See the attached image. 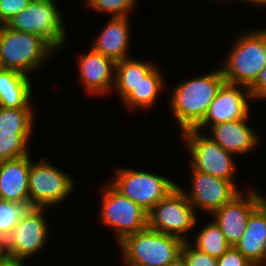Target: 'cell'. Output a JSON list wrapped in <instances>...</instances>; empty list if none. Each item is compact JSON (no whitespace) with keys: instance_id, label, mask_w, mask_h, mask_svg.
I'll return each instance as SVG.
<instances>
[{"instance_id":"obj_20","label":"cell","mask_w":266,"mask_h":266,"mask_svg":"<svg viewBox=\"0 0 266 266\" xmlns=\"http://www.w3.org/2000/svg\"><path fill=\"white\" fill-rule=\"evenodd\" d=\"M30 77L10 69L0 70V106L4 108H33Z\"/></svg>"},{"instance_id":"obj_15","label":"cell","mask_w":266,"mask_h":266,"mask_svg":"<svg viewBox=\"0 0 266 266\" xmlns=\"http://www.w3.org/2000/svg\"><path fill=\"white\" fill-rule=\"evenodd\" d=\"M88 53L78 56V72L84 92L106 95L113 92L116 62L90 48Z\"/></svg>"},{"instance_id":"obj_36","label":"cell","mask_w":266,"mask_h":266,"mask_svg":"<svg viewBox=\"0 0 266 266\" xmlns=\"http://www.w3.org/2000/svg\"><path fill=\"white\" fill-rule=\"evenodd\" d=\"M260 206L266 211V197L260 194Z\"/></svg>"},{"instance_id":"obj_16","label":"cell","mask_w":266,"mask_h":266,"mask_svg":"<svg viewBox=\"0 0 266 266\" xmlns=\"http://www.w3.org/2000/svg\"><path fill=\"white\" fill-rule=\"evenodd\" d=\"M247 120L249 119H238L210 126L209 137L225 151L236 156L246 155L254 151L260 143L258 134L246 123Z\"/></svg>"},{"instance_id":"obj_2","label":"cell","mask_w":266,"mask_h":266,"mask_svg":"<svg viewBox=\"0 0 266 266\" xmlns=\"http://www.w3.org/2000/svg\"><path fill=\"white\" fill-rule=\"evenodd\" d=\"M237 37L220 68L226 82L250 88L266 65V28Z\"/></svg>"},{"instance_id":"obj_21","label":"cell","mask_w":266,"mask_h":266,"mask_svg":"<svg viewBox=\"0 0 266 266\" xmlns=\"http://www.w3.org/2000/svg\"><path fill=\"white\" fill-rule=\"evenodd\" d=\"M155 66L151 61L134 60L132 57L116 62L113 91L123 101Z\"/></svg>"},{"instance_id":"obj_37","label":"cell","mask_w":266,"mask_h":266,"mask_svg":"<svg viewBox=\"0 0 266 266\" xmlns=\"http://www.w3.org/2000/svg\"><path fill=\"white\" fill-rule=\"evenodd\" d=\"M3 69V67H2V64H1V61H0V70H2Z\"/></svg>"},{"instance_id":"obj_4","label":"cell","mask_w":266,"mask_h":266,"mask_svg":"<svg viewBox=\"0 0 266 266\" xmlns=\"http://www.w3.org/2000/svg\"><path fill=\"white\" fill-rule=\"evenodd\" d=\"M53 51L56 50L38 35L0 25V61L3 69L28 76L40 69Z\"/></svg>"},{"instance_id":"obj_11","label":"cell","mask_w":266,"mask_h":266,"mask_svg":"<svg viewBox=\"0 0 266 266\" xmlns=\"http://www.w3.org/2000/svg\"><path fill=\"white\" fill-rule=\"evenodd\" d=\"M47 208L32 207L25 217L4 239V249L8 256L28 259L45 247L49 237L46 222Z\"/></svg>"},{"instance_id":"obj_24","label":"cell","mask_w":266,"mask_h":266,"mask_svg":"<svg viewBox=\"0 0 266 266\" xmlns=\"http://www.w3.org/2000/svg\"><path fill=\"white\" fill-rule=\"evenodd\" d=\"M32 108H4L0 106V130L7 132H33Z\"/></svg>"},{"instance_id":"obj_30","label":"cell","mask_w":266,"mask_h":266,"mask_svg":"<svg viewBox=\"0 0 266 266\" xmlns=\"http://www.w3.org/2000/svg\"><path fill=\"white\" fill-rule=\"evenodd\" d=\"M217 266H255L240 251L231 246L221 257L217 258Z\"/></svg>"},{"instance_id":"obj_27","label":"cell","mask_w":266,"mask_h":266,"mask_svg":"<svg viewBox=\"0 0 266 266\" xmlns=\"http://www.w3.org/2000/svg\"><path fill=\"white\" fill-rule=\"evenodd\" d=\"M85 5L100 13H109L110 17H130L139 0H85Z\"/></svg>"},{"instance_id":"obj_18","label":"cell","mask_w":266,"mask_h":266,"mask_svg":"<svg viewBox=\"0 0 266 266\" xmlns=\"http://www.w3.org/2000/svg\"><path fill=\"white\" fill-rule=\"evenodd\" d=\"M31 155L0 161V199L29 201Z\"/></svg>"},{"instance_id":"obj_13","label":"cell","mask_w":266,"mask_h":266,"mask_svg":"<svg viewBox=\"0 0 266 266\" xmlns=\"http://www.w3.org/2000/svg\"><path fill=\"white\" fill-rule=\"evenodd\" d=\"M254 100L248 87L224 82L210 103L202 121L194 128L200 131L222 122L249 118Z\"/></svg>"},{"instance_id":"obj_3","label":"cell","mask_w":266,"mask_h":266,"mask_svg":"<svg viewBox=\"0 0 266 266\" xmlns=\"http://www.w3.org/2000/svg\"><path fill=\"white\" fill-rule=\"evenodd\" d=\"M184 241L146 228L118 243L125 266H167L181 254Z\"/></svg>"},{"instance_id":"obj_34","label":"cell","mask_w":266,"mask_h":266,"mask_svg":"<svg viewBox=\"0 0 266 266\" xmlns=\"http://www.w3.org/2000/svg\"><path fill=\"white\" fill-rule=\"evenodd\" d=\"M167 266H187V262L182 254L177 256L172 262Z\"/></svg>"},{"instance_id":"obj_17","label":"cell","mask_w":266,"mask_h":266,"mask_svg":"<svg viewBox=\"0 0 266 266\" xmlns=\"http://www.w3.org/2000/svg\"><path fill=\"white\" fill-rule=\"evenodd\" d=\"M98 34L91 48L115 62L129 58L130 21L129 17H110Z\"/></svg>"},{"instance_id":"obj_14","label":"cell","mask_w":266,"mask_h":266,"mask_svg":"<svg viewBox=\"0 0 266 266\" xmlns=\"http://www.w3.org/2000/svg\"><path fill=\"white\" fill-rule=\"evenodd\" d=\"M248 190L246 194L241 191L211 215L225 235L227 243L233 247L243 236L249 216L260 206V193L254 188Z\"/></svg>"},{"instance_id":"obj_26","label":"cell","mask_w":266,"mask_h":266,"mask_svg":"<svg viewBox=\"0 0 266 266\" xmlns=\"http://www.w3.org/2000/svg\"><path fill=\"white\" fill-rule=\"evenodd\" d=\"M29 201L0 199V237L4 240L25 215L31 210Z\"/></svg>"},{"instance_id":"obj_9","label":"cell","mask_w":266,"mask_h":266,"mask_svg":"<svg viewBox=\"0 0 266 266\" xmlns=\"http://www.w3.org/2000/svg\"><path fill=\"white\" fill-rule=\"evenodd\" d=\"M74 187V179L45 157L37 163L31 162L29 169V202L32 207H57L72 194Z\"/></svg>"},{"instance_id":"obj_33","label":"cell","mask_w":266,"mask_h":266,"mask_svg":"<svg viewBox=\"0 0 266 266\" xmlns=\"http://www.w3.org/2000/svg\"><path fill=\"white\" fill-rule=\"evenodd\" d=\"M214 1H216V2L218 1L220 3L221 2L226 3L227 1L229 3H231V2H233V3L237 2L238 3V2H243V1L245 2L246 1V3H249V2H251L252 4L255 3V4H257V6L258 5H260V6L263 5V7L266 6V0H214Z\"/></svg>"},{"instance_id":"obj_6","label":"cell","mask_w":266,"mask_h":266,"mask_svg":"<svg viewBox=\"0 0 266 266\" xmlns=\"http://www.w3.org/2000/svg\"><path fill=\"white\" fill-rule=\"evenodd\" d=\"M100 222L115 233L117 244L148 227V212L123 196L110 183L101 188Z\"/></svg>"},{"instance_id":"obj_1","label":"cell","mask_w":266,"mask_h":266,"mask_svg":"<svg viewBox=\"0 0 266 266\" xmlns=\"http://www.w3.org/2000/svg\"><path fill=\"white\" fill-rule=\"evenodd\" d=\"M225 82L221 68L176 84L170 109L182 131L194 129L204 118L210 103Z\"/></svg>"},{"instance_id":"obj_25","label":"cell","mask_w":266,"mask_h":266,"mask_svg":"<svg viewBox=\"0 0 266 266\" xmlns=\"http://www.w3.org/2000/svg\"><path fill=\"white\" fill-rule=\"evenodd\" d=\"M32 132H7L0 130V161L30 154L28 144Z\"/></svg>"},{"instance_id":"obj_8","label":"cell","mask_w":266,"mask_h":266,"mask_svg":"<svg viewBox=\"0 0 266 266\" xmlns=\"http://www.w3.org/2000/svg\"><path fill=\"white\" fill-rule=\"evenodd\" d=\"M180 135L191 156L189 166L195 171L231 180L237 184L234 177L238 168L234 154L225 151L209 135L195 129L184 130Z\"/></svg>"},{"instance_id":"obj_7","label":"cell","mask_w":266,"mask_h":266,"mask_svg":"<svg viewBox=\"0 0 266 266\" xmlns=\"http://www.w3.org/2000/svg\"><path fill=\"white\" fill-rule=\"evenodd\" d=\"M109 183L123 196L139 204L146 212L178 185L160 174L129 168H117Z\"/></svg>"},{"instance_id":"obj_10","label":"cell","mask_w":266,"mask_h":266,"mask_svg":"<svg viewBox=\"0 0 266 266\" xmlns=\"http://www.w3.org/2000/svg\"><path fill=\"white\" fill-rule=\"evenodd\" d=\"M196 216L188 198L177 186L148 212V228L189 241V231L199 222Z\"/></svg>"},{"instance_id":"obj_31","label":"cell","mask_w":266,"mask_h":266,"mask_svg":"<svg viewBox=\"0 0 266 266\" xmlns=\"http://www.w3.org/2000/svg\"><path fill=\"white\" fill-rule=\"evenodd\" d=\"M254 100L266 99V65L261 70L256 82L249 88Z\"/></svg>"},{"instance_id":"obj_32","label":"cell","mask_w":266,"mask_h":266,"mask_svg":"<svg viewBox=\"0 0 266 266\" xmlns=\"http://www.w3.org/2000/svg\"><path fill=\"white\" fill-rule=\"evenodd\" d=\"M26 259L5 255L0 260V266H25Z\"/></svg>"},{"instance_id":"obj_12","label":"cell","mask_w":266,"mask_h":266,"mask_svg":"<svg viewBox=\"0 0 266 266\" xmlns=\"http://www.w3.org/2000/svg\"><path fill=\"white\" fill-rule=\"evenodd\" d=\"M190 190L182 189L194 210L199 209L210 216L237 196L241 189L231 180L195 171L191 166Z\"/></svg>"},{"instance_id":"obj_28","label":"cell","mask_w":266,"mask_h":266,"mask_svg":"<svg viewBox=\"0 0 266 266\" xmlns=\"http://www.w3.org/2000/svg\"><path fill=\"white\" fill-rule=\"evenodd\" d=\"M191 244L192 242L184 241L181 248L187 266H217V258L199 251Z\"/></svg>"},{"instance_id":"obj_19","label":"cell","mask_w":266,"mask_h":266,"mask_svg":"<svg viewBox=\"0 0 266 266\" xmlns=\"http://www.w3.org/2000/svg\"><path fill=\"white\" fill-rule=\"evenodd\" d=\"M234 247L255 266L266 262V211L261 206L249 216L244 234Z\"/></svg>"},{"instance_id":"obj_35","label":"cell","mask_w":266,"mask_h":266,"mask_svg":"<svg viewBox=\"0 0 266 266\" xmlns=\"http://www.w3.org/2000/svg\"><path fill=\"white\" fill-rule=\"evenodd\" d=\"M6 255L4 249V240L0 237V260Z\"/></svg>"},{"instance_id":"obj_23","label":"cell","mask_w":266,"mask_h":266,"mask_svg":"<svg viewBox=\"0 0 266 266\" xmlns=\"http://www.w3.org/2000/svg\"><path fill=\"white\" fill-rule=\"evenodd\" d=\"M195 239L192 241L195 248L215 258L221 257L231 247L219 225L212 219L201 227Z\"/></svg>"},{"instance_id":"obj_5","label":"cell","mask_w":266,"mask_h":266,"mask_svg":"<svg viewBox=\"0 0 266 266\" xmlns=\"http://www.w3.org/2000/svg\"><path fill=\"white\" fill-rule=\"evenodd\" d=\"M56 0H31L29 5L5 25L19 32L38 35L55 50L67 42L65 23ZM64 25V26H63Z\"/></svg>"},{"instance_id":"obj_29","label":"cell","mask_w":266,"mask_h":266,"mask_svg":"<svg viewBox=\"0 0 266 266\" xmlns=\"http://www.w3.org/2000/svg\"><path fill=\"white\" fill-rule=\"evenodd\" d=\"M30 2L31 0H0V25H5L24 10Z\"/></svg>"},{"instance_id":"obj_22","label":"cell","mask_w":266,"mask_h":266,"mask_svg":"<svg viewBox=\"0 0 266 266\" xmlns=\"http://www.w3.org/2000/svg\"><path fill=\"white\" fill-rule=\"evenodd\" d=\"M165 77L158 65L155 66L140 82V84L123 100L124 106L131 109H151L159 94L165 89ZM164 88V89H163Z\"/></svg>"}]
</instances>
